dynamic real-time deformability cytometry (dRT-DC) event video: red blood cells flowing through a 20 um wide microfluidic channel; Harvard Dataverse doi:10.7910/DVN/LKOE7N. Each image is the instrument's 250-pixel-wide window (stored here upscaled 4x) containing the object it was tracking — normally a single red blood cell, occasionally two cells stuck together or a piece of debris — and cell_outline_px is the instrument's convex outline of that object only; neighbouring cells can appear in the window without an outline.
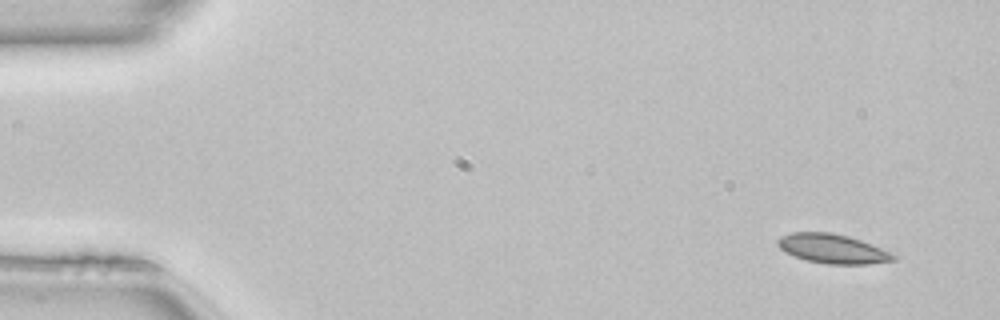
{"species": "common noctule bat (a hibernating species)", "species_latin": "Nyctalus noctula", "temperature_condition": "room temperature", "stored_images_in_passage": 47, "camera_frame_rate_fps": 3000, "um_per_image_px": 0.085, "animal": {"sex": "female", "body_mass_g": 22.7, "forearm_length_mm": 54.2}, "frame": {"image": 1, "passage_image": 1, "time_ms": 0.0, "image_size_px": [1000, 320], "cell_outline_px": [[896, 260], [868, 264], [828, 264], [808, 260], [784, 252], [776, 244], [776, 240], [780, 236], [792, 232], [832, 232], [848, 236], [860, 240], [880, 248], [896, 256]], "centroid_in_image_um": [70.72, 21.13], "position_along_channel_um": 14.3, "area_um2": 19.59}}
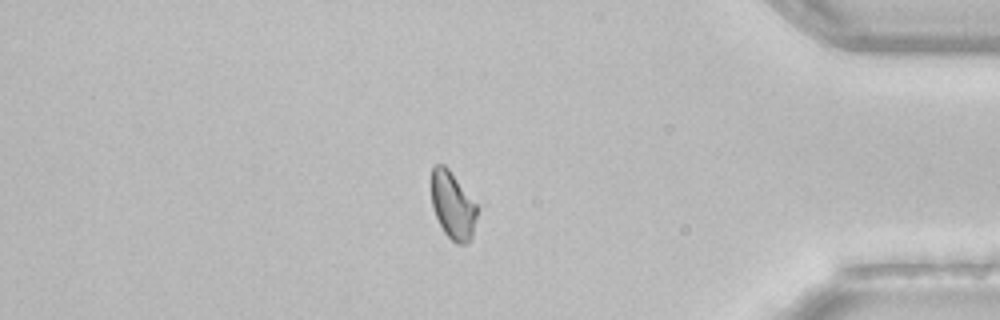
{"frame": {"image": 2, "passage_image": 40, "time_ms": 13.0, "image_size_px": [1000, 320], "cell_outline_px": [[476, 216], [472, 236], [468, 244], [456, 244], [444, 232], [432, 208], [428, 184], [428, 180], [432, 168], [436, 164], [444, 164], [448, 168], [476, 204]], "centroid_in_image_um": [38.4, 17.42], "position_along_channel_um": 396.8, "area_um2": 18.26}}
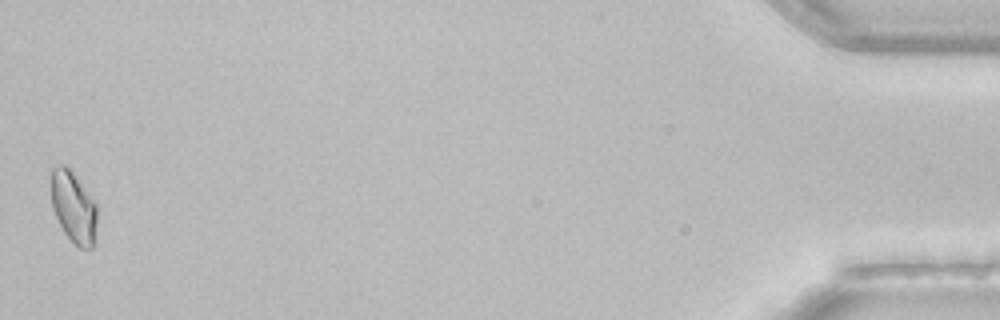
{"frame": {"image": 3, "passage_image": 47, "time_ms": 15.333, "image_size_px": [1000, 320], "cell_outline_px": [[96, 244], [92, 248], [80, 248], [64, 232], [52, 208], [52, 168], [60, 164], [64, 164], [72, 172], [96, 204]], "centroid_in_image_um": [6.27, 17.64], "position_along_channel_um": 428.9, "area_um2": 18.79}, "authors_computed_cell_mechanics": {"area_um2": 19.2474, "velocity_mm_per_s": 4.0994, "shape_relaxation_time_tau1_ms": 7.308, "shape_relaxation_time_tau2_ms": 3.0462, "deformation_change_tau1": 0.1029, "deformation_change_tau2": 0.0542}}